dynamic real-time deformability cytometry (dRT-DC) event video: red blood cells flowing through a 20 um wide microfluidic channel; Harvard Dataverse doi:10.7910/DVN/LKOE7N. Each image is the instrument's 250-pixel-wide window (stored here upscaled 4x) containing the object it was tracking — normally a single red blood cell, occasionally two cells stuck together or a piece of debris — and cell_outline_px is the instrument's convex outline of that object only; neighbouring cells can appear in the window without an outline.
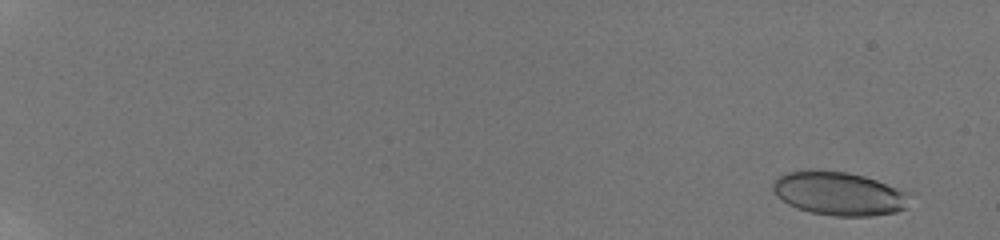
{"species": "human", "species_latin": "Homo sapiens", "temperature_condition": "room temperature", "stored_images_in_passage": 24, "camera_frame_rate_fps": 3000, "um_per_image_px": 0.085, "donor": {"sex": "male"}, "frame": {"image": 1, "passage_image": 3, "time_ms": 0.667, "image_size_px": [1000, 240], "cell_outline_px": [[912, 192], [908, 208], [896, 212], [872, 216], [832, 216], [812, 212], [796, 208], [788, 204], [776, 196], [772, 188], [772, 180], [776, 176], [784, 172], [808, 168], [816, 168], [848, 172], [864, 176]], "centroid_in_image_um": [71.3, 16.42], "position_along_channel_um": 13.7, "area_um2": 35.89}}
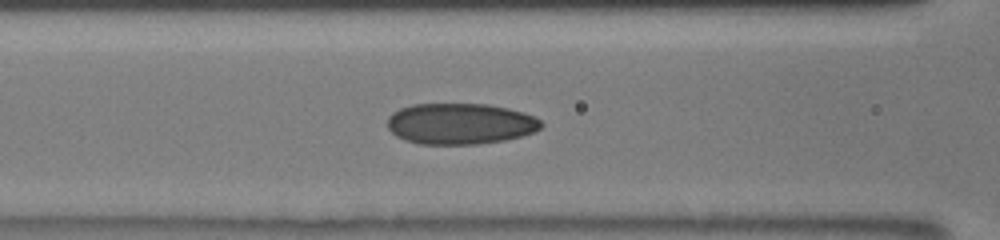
{"frame": {"image": 2, "passage_image": 19, "time_ms": 6.0, "image_size_px": [1000, 240], "cell_outline_px": [[544, 124], [536, 132], [504, 140], [480, 144], [420, 144], [404, 140], [396, 136], [388, 128], [388, 116], [392, 112], [400, 108], [412, 104], [488, 104], [508, 108], [524, 112], [540, 120]], "centroid_in_image_um": [39.11, 10.52], "position_along_channel_um": 127.5, "area_um2": 36.99}}
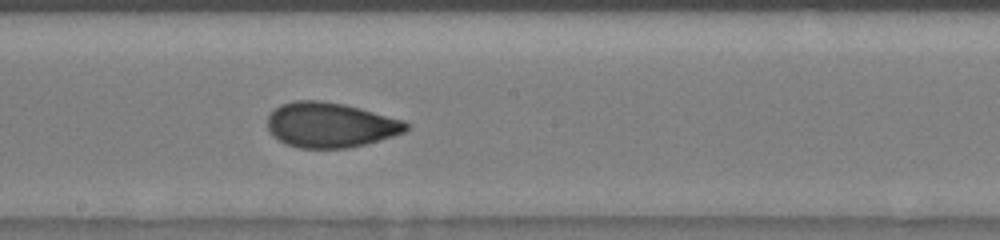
{"frame": {"image": 3, "passage_image": 24, "time_ms": 7.667, "image_size_px": [1000, 240], "cell_outline_px": [[412, 124], [404, 132], [392, 136], [364, 144], [348, 148], [300, 148], [284, 144], [272, 136], [268, 132], [268, 116], [280, 104], [292, 100], [320, 100], [344, 104], [360, 108], [404, 120]], "centroid_in_image_um": [28.06, 10.62], "position_along_channel_um": 220.1, "area_um2": 36.59}}